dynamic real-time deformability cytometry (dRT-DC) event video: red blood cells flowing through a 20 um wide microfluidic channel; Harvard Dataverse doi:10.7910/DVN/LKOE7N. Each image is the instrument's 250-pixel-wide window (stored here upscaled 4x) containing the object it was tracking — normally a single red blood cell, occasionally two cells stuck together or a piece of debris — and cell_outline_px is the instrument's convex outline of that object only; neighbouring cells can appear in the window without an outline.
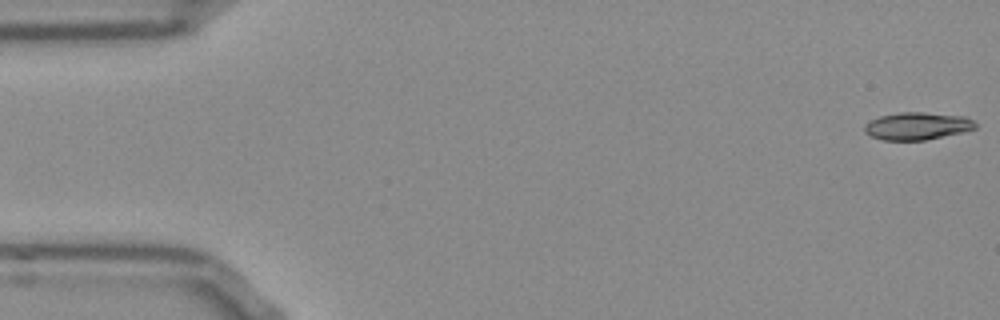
{"species": "Egyptian fruit bat (a non-hibernating species)", "species_latin": "Rousettus aegyptiacus", "temperature_condition": "room temperature", "stored_images_in_passage": 53, "camera_frame_rate_fps": 3000, "um_per_image_px": 0.085, "frame": {"image": 1, "passage_image": 1, "time_ms": 0.0, "image_size_px": [1000, 320], "cell_outline_px": [[976, 128], [960, 132], [924, 140], [880, 140], [864, 132], [864, 124], [880, 116], [900, 112], [924, 112], [964, 116], [972, 120], [976, 124]], "centroid_in_image_um": [77.93, 10.7], "position_along_channel_um": 7.1, "area_um2": 17.57}}
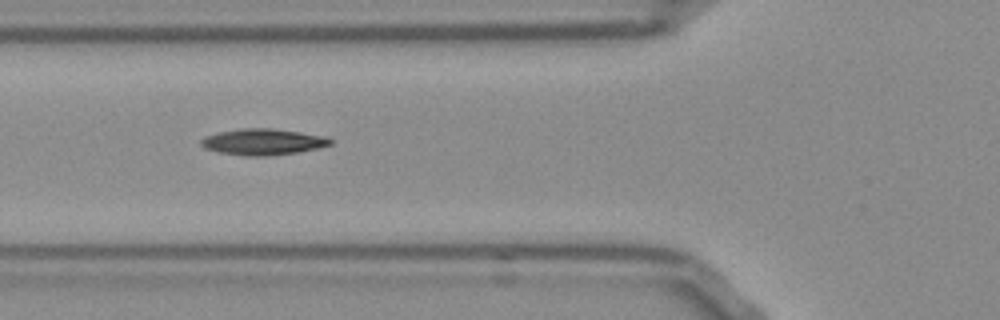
{"frame": {"image": 2, "passage_image": 19, "time_ms": 6.0, "image_size_px": [1000, 320], "cell_outline_px": [[332, 144], [316, 148], [296, 152], [264, 156], [244, 156], [220, 152], [204, 148], [200, 144], [200, 140], [204, 136], [220, 132], [240, 128], [272, 128], [328, 136], [332, 140]], "centroid_in_image_um": [22.34, 12.05], "position_along_channel_um": 103.5, "area_um2": 19.71}}
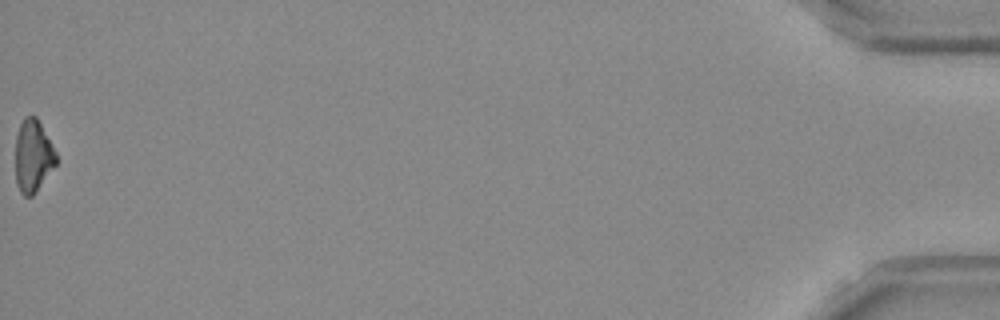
{"frame": {"image": 3, "passage_image": 53, "time_ms": 17.333, "image_size_px": [1000, 320], "cell_outline_px": [[56, 164], [32, 196], [24, 196], [20, 192], [16, 184], [16, 136], [20, 124], [24, 116], [36, 116], [56, 152]], "centroid_in_image_um": [2.79, 13.25], "position_along_channel_um": 432.4, "area_um2": 16.94}, "authors_computed_cell_mechanics": {"area_um2": 17.9758, "velocity_mm_per_s": 3.8427, "shape_relaxation_time_tau1_ms": 7.162, "shape_relaxation_time_tau2_ms": null, "deformation_change_tau1": 0.1657, "deformation_change_tau2": null}}